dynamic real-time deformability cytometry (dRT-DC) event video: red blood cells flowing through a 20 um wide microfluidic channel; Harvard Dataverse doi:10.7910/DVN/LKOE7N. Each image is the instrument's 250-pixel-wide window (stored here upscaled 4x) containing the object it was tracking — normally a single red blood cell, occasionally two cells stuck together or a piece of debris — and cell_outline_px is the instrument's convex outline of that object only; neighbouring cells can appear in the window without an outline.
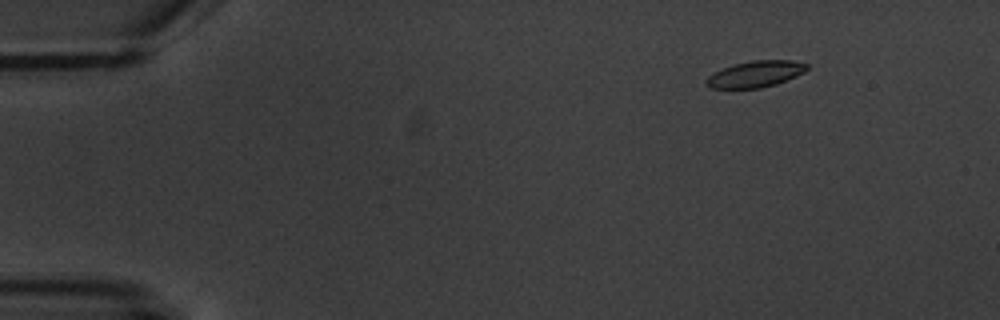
{"species": "common noctule bat (a hibernating species)", "species_latin": "Nyctalus noctula", "temperature_condition": "warm", "stored_images_in_passage": 8, "camera_frame_rate_fps": 3000, "um_per_image_px": 0.085, "animal": {"sex": "male", "body_mass_g": 20.1, "forearm_length_mm": 53.5}, "frame": {"image": 1, "passage_image": 3, "time_ms": 2.0, "image_size_px": [1000, 320], "cell_outline_px": [[808, 68], [804, 72], [796, 76], [776, 84], [760, 88], [708, 88], [704, 84], [704, 80], [708, 76], [732, 64], [752, 60], [792, 60], [808, 64]], "centroid_in_image_um": [64.19, 6.29], "position_along_channel_um": 20.8, "area_um2": 15.49}}